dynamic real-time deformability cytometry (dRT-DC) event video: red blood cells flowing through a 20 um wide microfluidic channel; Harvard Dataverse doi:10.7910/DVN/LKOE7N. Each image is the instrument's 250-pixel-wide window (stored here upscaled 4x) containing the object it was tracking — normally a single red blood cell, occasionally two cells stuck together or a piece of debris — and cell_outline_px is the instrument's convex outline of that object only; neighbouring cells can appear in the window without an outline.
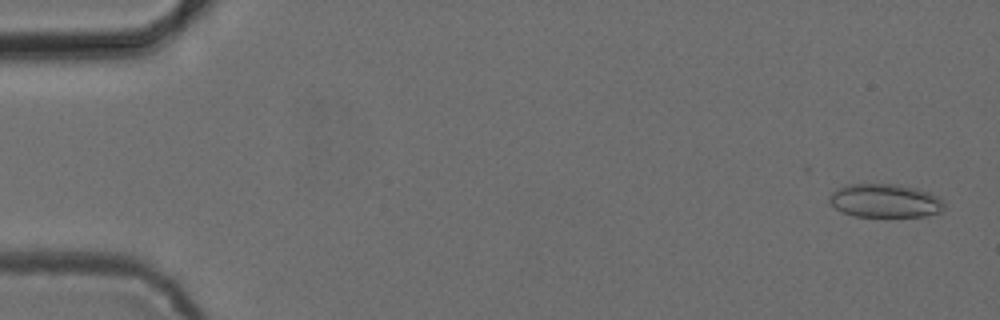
{"species": "common noctule bat (a hibernating species)", "species_latin": "Nyctalus noctula", "temperature_condition": "cold", "stored_images_in_passage": 53, "camera_frame_rate_fps": 3000, "um_per_image_px": 0.085, "animal": {"sex": "female", "body_mass_g": 24.6, "forearm_length_mm": 56.2}, "frame": {"image": 1, "passage_image": 2, "time_ms": 0.333, "image_size_px": [1000, 320], "cell_outline_px": [[944, 208], [940, 212], [924, 216], [888, 220], [856, 216], [844, 212], [836, 208], [828, 200], [828, 196], [836, 188], [844, 184], [896, 184], [916, 188], [940, 196], [944, 200]], "centroid_in_image_um": [75.25, 17.1], "position_along_channel_um": 9.8, "area_um2": 23.52}}
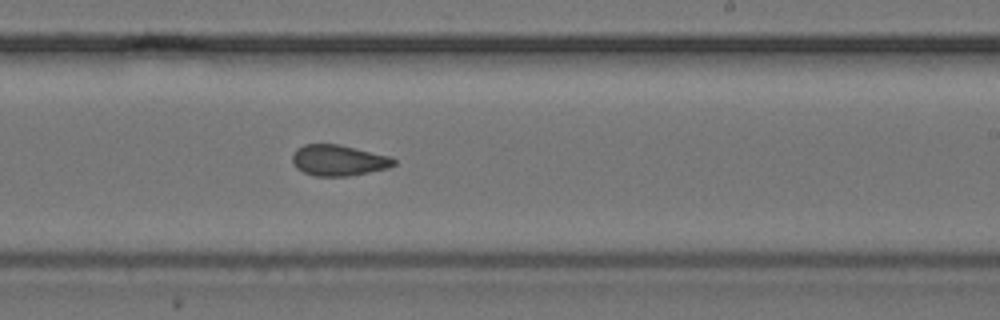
{"frame": {"image": 2, "passage_image": 32, "time_ms": 10.333, "image_size_px": [1000, 320], "cell_outline_px": [[396, 164], [388, 168], [348, 176], [316, 176], [304, 172], [296, 168], [292, 164], [292, 152], [296, 148], [304, 144], [340, 144], [392, 156], [396, 160]], "centroid_in_image_um": [28.77, 13.61], "position_along_channel_um": 260.2, "area_um2": 18.55}}
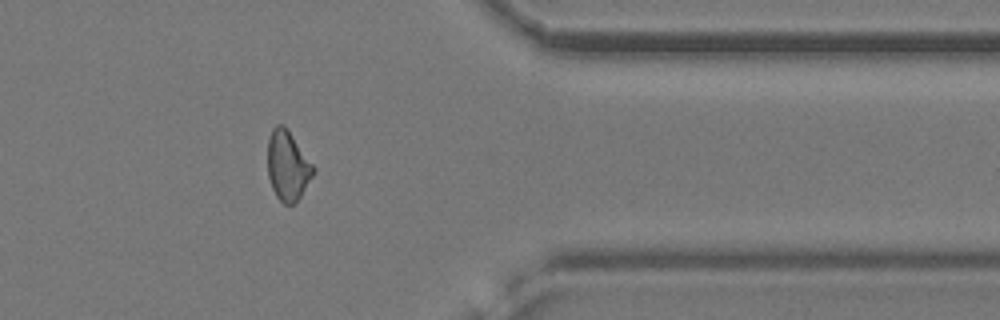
{"frame": {"image": 3, "passage_image": 43, "time_ms": 14.0, "image_size_px": [1000, 320], "cell_outline_px": [[316, 168], [312, 176], [300, 196], [292, 204], [284, 204], [276, 196], [272, 188], [268, 176], [268, 140], [272, 128], [276, 124], [284, 124], [288, 128]], "centroid_in_image_um": [24.45, 14.03], "position_along_channel_um": 387.0, "area_um2": 18.55}, "authors_computed_cell_mechanics": {"area_um2": 19.1318, "velocity_mm_per_s": 3.8789, "shape_relaxation_time_tau1_ms": null, "shape_relaxation_time_tau2_ms": 1.7378, "deformation_change_tau1": null, "deformation_change_tau2": 0.0796}}